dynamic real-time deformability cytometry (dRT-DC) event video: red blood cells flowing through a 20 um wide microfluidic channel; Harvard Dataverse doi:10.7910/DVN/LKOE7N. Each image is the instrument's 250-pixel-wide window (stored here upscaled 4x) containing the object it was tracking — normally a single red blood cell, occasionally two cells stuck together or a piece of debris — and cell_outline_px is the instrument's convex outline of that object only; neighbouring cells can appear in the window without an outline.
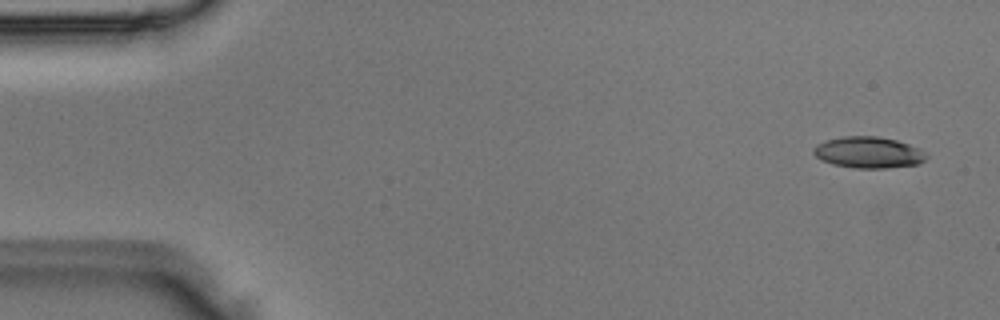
{"species": "Egyptian fruit bat (a non-hibernating species)", "species_latin": "Rousettus aegyptiacus", "temperature_condition": "room temperature", "stored_images_in_passage": 5, "camera_frame_rate_fps": 3000, "um_per_image_px": 0.085, "animal": {"sex": "male"}, "frame": {"image": 1, "passage_image": 1, "time_ms": 0.0, "image_size_px": [1000, 320], "cell_outline_px": [[928, 156], [920, 164], [884, 168], [856, 168], [832, 164], [820, 160], [812, 152], [812, 148], [816, 144], [828, 140], [844, 136], [876, 136], [896, 140], [908, 144], [924, 152]], "centroid_in_image_um": [73.78, 12.96], "position_along_channel_um": 11.2, "area_um2": 20.52}}
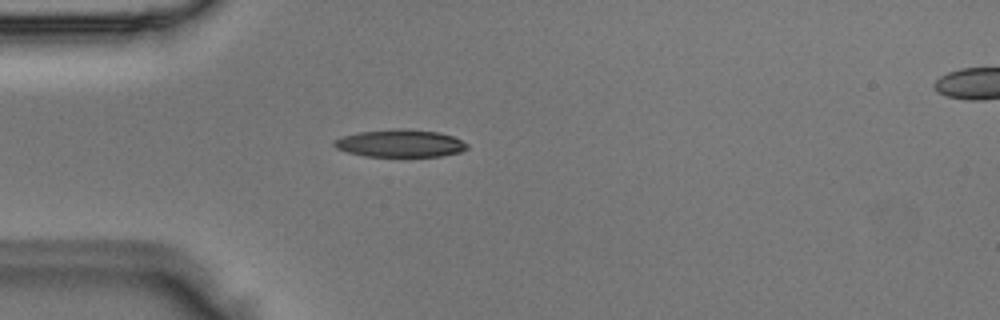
{"frame": {"image": 2, "passage_image": 4, "time_ms": 1.0, "image_size_px": [1000, 320], "cell_outline_px": [[468, 148], [460, 152], [440, 156], [364, 156], [348, 152], [336, 148], [332, 144], [332, 140], [344, 136], [360, 132], [392, 128], [400, 128], [440, 132], [452, 136], [468, 144]], "centroid_in_image_um": [34.0, 12.17], "position_along_channel_um": 51.0, "area_um2": 21.33}}